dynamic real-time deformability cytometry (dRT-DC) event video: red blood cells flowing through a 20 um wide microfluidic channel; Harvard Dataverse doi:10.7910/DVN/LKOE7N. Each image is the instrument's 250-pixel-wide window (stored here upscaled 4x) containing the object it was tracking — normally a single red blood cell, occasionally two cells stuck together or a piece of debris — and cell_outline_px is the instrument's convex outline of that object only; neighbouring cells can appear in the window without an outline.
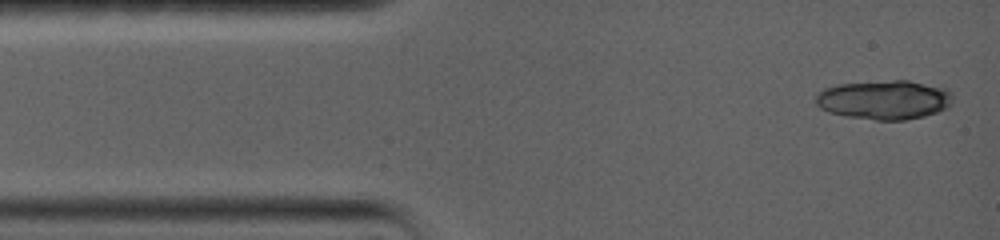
{"species": "common noctule bat (a hibernating species)", "species_latin": "Nyctalus noctula", "temperature_condition": "warm", "stored_images_in_passage": 4, "camera_frame_rate_fps": 5000, "um_per_image_px": 0.085, "animal": {"sex": "female", "body_mass_g": 19.0, "forearm_length_mm": 56.7}, "frame": {"image": 1, "passage_image": 1, "time_ms": 0.0, "image_size_px": [1000, 240], "cell_outline_px": [[952, 104], [948, 108], [924, 116], [904, 120], [876, 120], [848, 116], [828, 112], [820, 108], [816, 104], [816, 92], [824, 88], [836, 84], [892, 80], [908, 80], [944, 84], [952, 96]], "centroid_in_image_um": [75.22, 8.45], "position_along_channel_um": 9.8, "area_um2": 31.96}}